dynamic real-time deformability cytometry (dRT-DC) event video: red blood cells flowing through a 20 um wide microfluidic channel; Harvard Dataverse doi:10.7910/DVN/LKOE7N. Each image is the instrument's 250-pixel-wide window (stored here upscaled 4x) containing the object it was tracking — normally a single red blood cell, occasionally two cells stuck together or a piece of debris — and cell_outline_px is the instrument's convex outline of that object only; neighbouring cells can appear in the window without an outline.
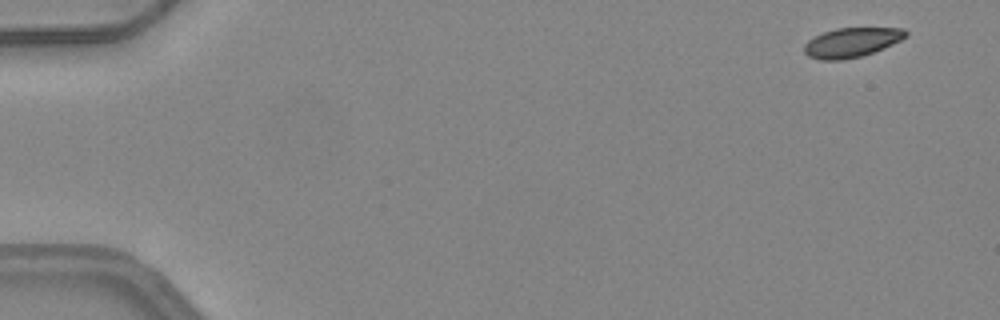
{"species": "common noctule bat (a hibernating species)", "species_latin": "Nyctalus noctula", "temperature_condition": "warm", "stored_images_in_passage": 49, "camera_frame_rate_fps": 3000, "um_per_image_px": 0.085, "animal": {"sex": "female", "body_mass_g": 24.6, "forearm_length_mm": 56.2}, "frame": {"image": 1, "passage_image": 1, "time_ms": 0.0, "image_size_px": [1000, 320], "cell_outline_px": [[908, 36], [892, 44], [872, 52], [860, 56], [844, 60], [820, 60], [808, 56], [804, 52], [804, 44], [808, 40], [824, 32], [836, 28], [904, 28], [908, 32]], "centroid_in_image_um": [72.38, 3.6], "position_along_channel_um": 12.6, "area_um2": 17.34}}
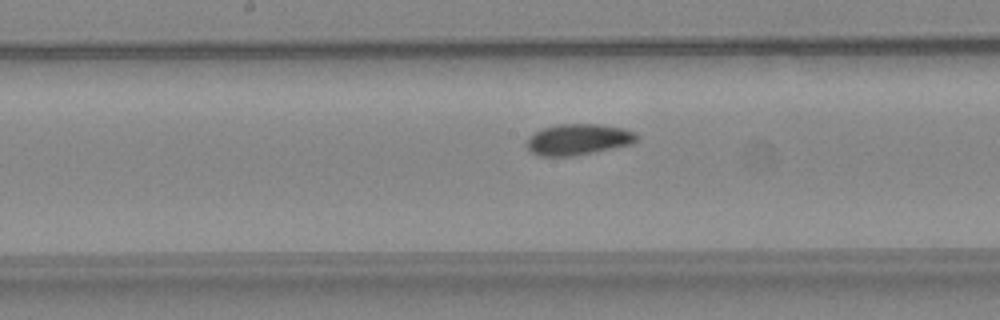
{"frame": {"image": 2, "passage_image": 25, "time_ms": 8.0, "image_size_px": [1000, 320], "cell_outline_px": [[640, 140], [632, 144], [572, 156], [536, 156], [524, 144], [528, 136], [544, 128], [560, 124], [600, 124], [620, 128], [632, 132], [640, 136]], "centroid_in_image_um": [49.13, 11.86], "position_along_channel_um": 199.1, "area_um2": 19.88}}
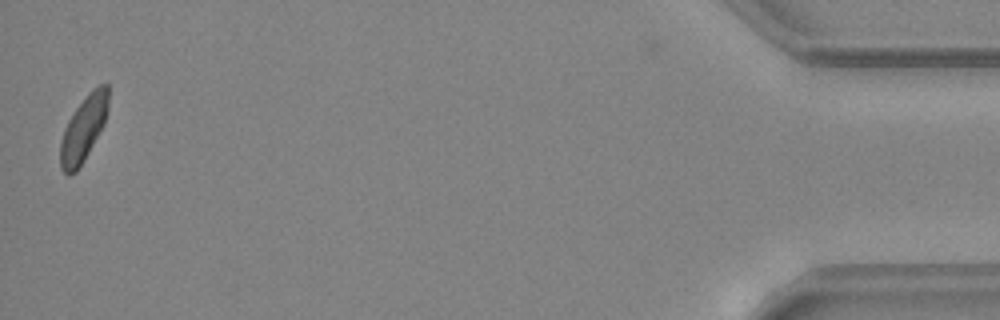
{"frame": {"image": 3, "passage_image": 48, "time_ms": 15.667, "image_size_px": [1000, 320], "cell_outline_px": [[108, 108], [104, 124], [84, 160], [76, 172], [68, 176], [60, 168], [60, 140], [64, 128], [68, 120], [76, 108], [88, 92], [92, 88], [100, 84], [108, 84]], "centroid_in_image_um": [7.08, 10.94], "position_along_channel_um": 428.1, "area_um2": 18.32}, "authors_computed_cell_mechanics": {"area_um2": 18.9584, "velocity_mm_per_s": 4.1541, "shape_relaxation_time_tau1_ms": 10.644, "shape_relaxation_time_tau2_ms": null, "deformation_change_tau1": 0.1851, "deformation_change_tau2": null}}